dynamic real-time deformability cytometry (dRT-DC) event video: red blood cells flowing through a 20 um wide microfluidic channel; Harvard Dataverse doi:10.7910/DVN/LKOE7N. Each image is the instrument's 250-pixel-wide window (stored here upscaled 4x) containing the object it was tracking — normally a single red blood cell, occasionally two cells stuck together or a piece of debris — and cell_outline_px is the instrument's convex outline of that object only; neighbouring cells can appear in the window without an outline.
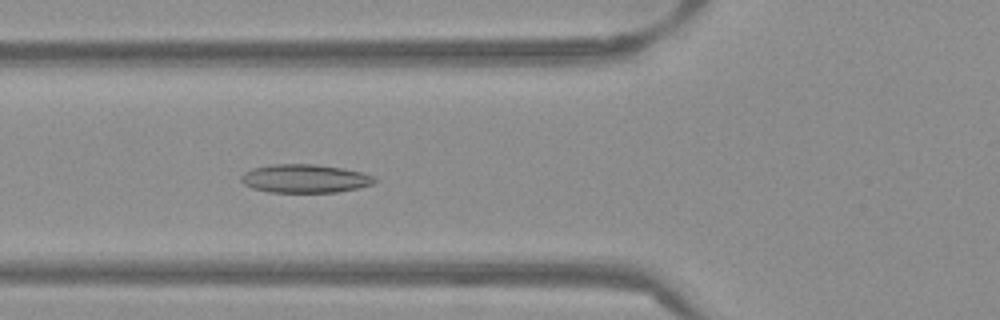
{"species": "Egyptian fruit bat (a non-hibernating species)", "species_latin": "Rousettus aegyptiacus", "temperature_condition": "warm", "stored_images_in_passage": 52, "camera_frame_rate_fps": 3000, "um_per_image_px": 0.085, "frame": {"image": 1, "passage_image": 19, "time_ms": 6.0, "image_size_px": [1000, 320], "cell_outline_px": [[376, 180], [372, 184], [356, 188], [336, 192], [268, 192], [252, 188], [244, 184], [240, 180], [240, 176], [244, 172], [252, 168], [272, 164], [316, 164], [364, 172], [376, 176]], "centroid_in_image_um": [25.9, 15.17], "position_along_channel_um": 99.9, "area_um2": 22.2}}
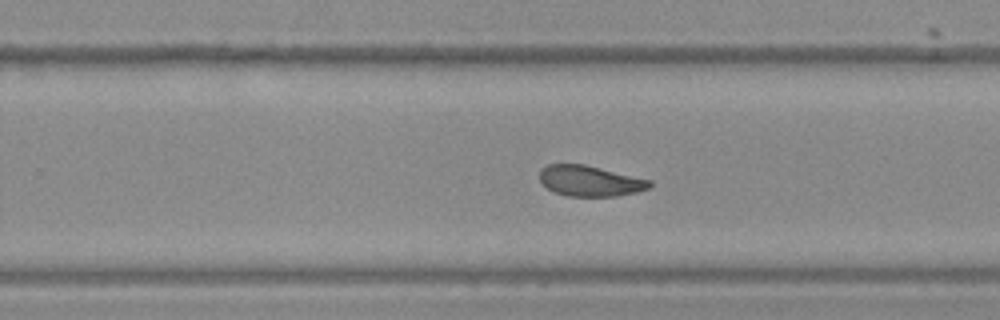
{"frame": {"image": 2, "passage_image": 33, "time_ms": 10.667, "image_size_px": [1000, 320], "cell_outline_px": [[652, 188], [636, 192], [616, 196], [568, 196], [556, 192], [548, 188], [540, 180], [540, 168], [548, 164], [584, 164], [652, 180]], "centroid_in_image_um": [50.18, 15.37], "position_along_channel_um": 279.6, "area_um2": 19.65}}
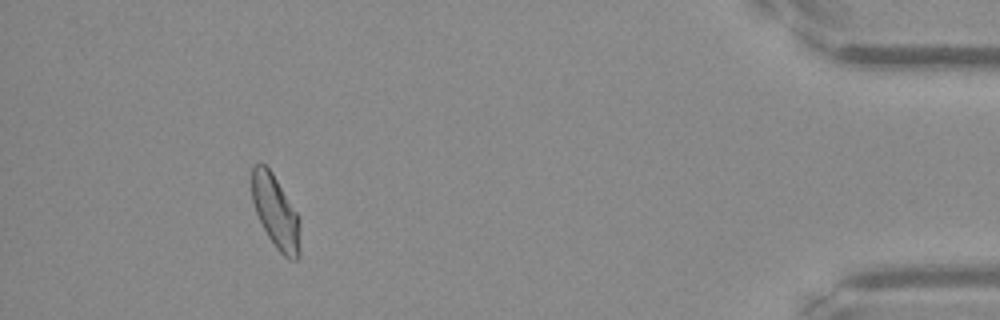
{"frame": {"image": 3, "passage_image": 48, "time_ms": 15.667, "image_size_px": [1000, 320], "cell_outline_px": [[300, 256], [296, 260], [292, 260], [284, 256], [276, 248], [268, 236], [256, 212], [252, 200], [252, 164], [264, 164], [272, 172], [300, 216]], "centroid_in_image_um": [23.46, 18.03], "position_along_channel_um": 411.7, "area_um2": 20.63}, "authors_computed_cell_mechanics": {"area_um2": 20.9814, "velocity_mm_per_s": 3.8495, "shape_relaxation_time_tau1_ms": 7.9351, "shape_relaxation_time_tau2_ms": 2.2388, "deformation_change_tau1": 0.1503, "deformation_change_tau2": 0.0724}}